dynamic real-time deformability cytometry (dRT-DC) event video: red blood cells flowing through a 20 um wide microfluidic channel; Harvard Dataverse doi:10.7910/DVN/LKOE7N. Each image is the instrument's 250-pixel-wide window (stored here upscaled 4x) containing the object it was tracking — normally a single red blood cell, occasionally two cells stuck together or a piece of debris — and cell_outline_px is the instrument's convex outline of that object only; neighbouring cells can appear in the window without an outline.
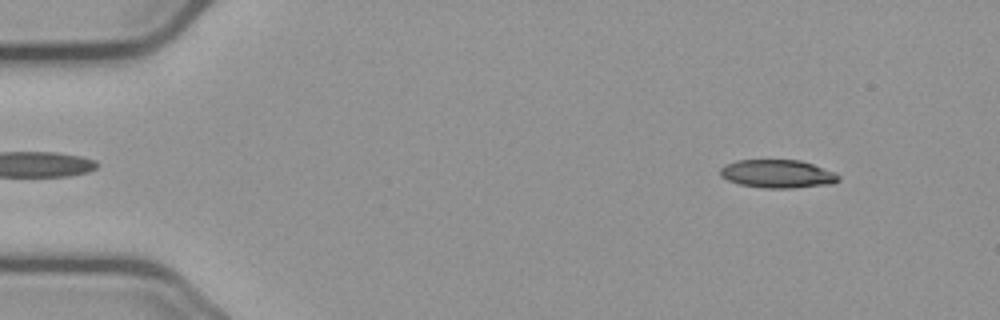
{"species": "common noctule bat (a hibernating species)", "species_latin": "Nyctalus noctula", "temperature_condition": "cold", "stored_images_in_passage": 56, "camera_frame_rate_fps": 3000, "um_per_image_px": 0.085, "animal": {"sex": "male", "body_mass_g": 23.1, "forearm_length_mm": 52.7}, "frame": {"image": 1, "passage_image": 6, "time_ms": 1.667, "image_size_px": [1000, 320], "cell_outline_px": [[840, 180], [832, 184], [792, 188], [764, 188], [740, 184], [728, 180], [720, 176], [720, 168], [724, 164], [736, 160], [800, 160], [836, 172], [840, 176]], "centroid_in_image_um": [66.1, 14.77], "position_along_channel_um": 18.9, "area_um2": 19.59}}
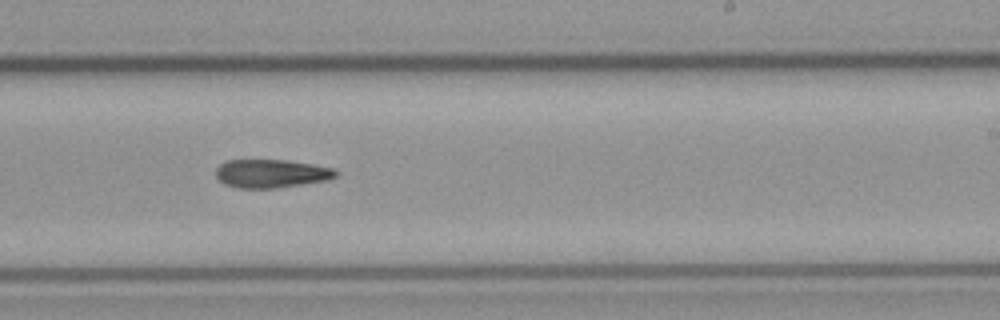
{"frame": {"image": 2, "passage_image": 34, "time_ms": 11.0, "image_size_px": [1000, 320], "cell_outline_px": [[336, 176], [328, 180], [276, 188], [240, 188], [224, 184], [216, 176], [216, 168], [220, 164], [228, 160], [288, 160], [312, 164], [332, 168], [336, 172]], "centroid_in_image_um": [23.03, 14.75], "position_along_channel_um": 266.0, "area_um2": 19.71}}
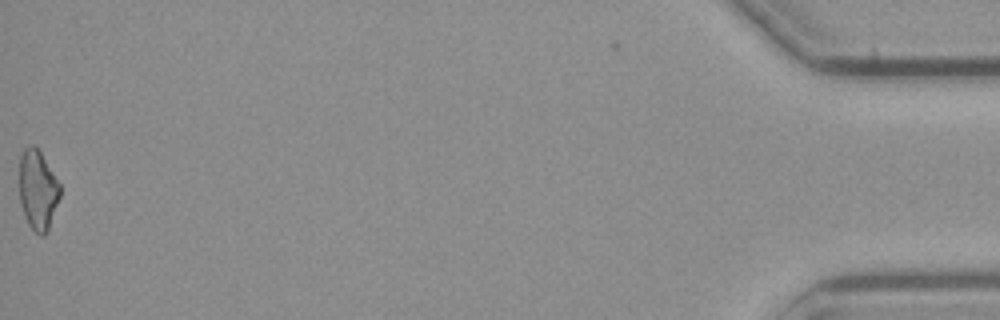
{"frame": {"image": 3, "passage_image": 56, "time_ms": 18.333, "image_size_px": [1000, 320], "cell_outline_px": [[60, 196], [48, 232], [44, 236], [40, 236], [28, 224], [24, 216], [20, 204], [20, 156], [24, 148], [28, 144], [32, 144], [40, 152], [60, 184]], "centroid_in_image_um": [3.21, 16.17], "position_along_channel_um": 432.0, "area_um2": 18.9}, "authors_computed_cell_mechanics": {"area_um2": 19.9699, "velocity_mm_per_s": 3.6845, "shape_relaxation_time_tau1_ms": 7.9097, "shape_relaxation_time_tau2_ms": null, "deformation_change_tau1": 0.1829, "deformation_change_tau2": null}}